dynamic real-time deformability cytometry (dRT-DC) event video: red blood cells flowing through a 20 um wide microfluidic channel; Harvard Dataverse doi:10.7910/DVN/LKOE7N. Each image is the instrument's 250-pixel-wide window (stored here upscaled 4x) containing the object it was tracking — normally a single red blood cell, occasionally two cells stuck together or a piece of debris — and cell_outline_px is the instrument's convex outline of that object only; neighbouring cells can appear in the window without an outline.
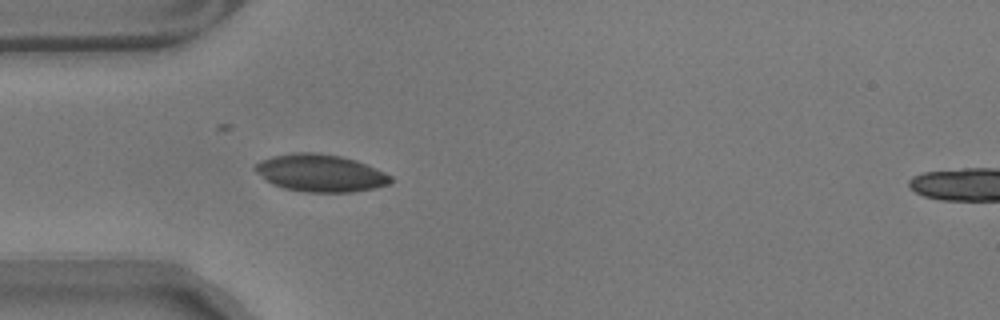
{"species": "common noctule bat (a hibernating species)", "species_latin": "Nyctalus noctula", "temperature_condition": "warm", "stored_images_in_passage": 40, "segment_of_instrument_passage": [1, 2], "camera_frame_rate_fps": 3000, "um_per_image_px": 0.085, "animal": {"sex": "male", "body_mass_g": 17.9}, "frame": {"image": 1, "passage_image": 1, "time_ms": 0.0, "image_size_px": [1000, 320], "cell_outline_px": [[392, 180], [388, 184], [372, 188], [352, 192], [304, 192], [284, 188], [272, 184], [256, 172], [252, 168], [256, 164], [272, 156], [292, 152], [316, 152], [340, 156], [356, 160], [376, 168], [392, 176]], "centroid_in_image_um": [27.22, 14.7], "position_along_channel_um": 57.8, "area_um2": 29.42}}
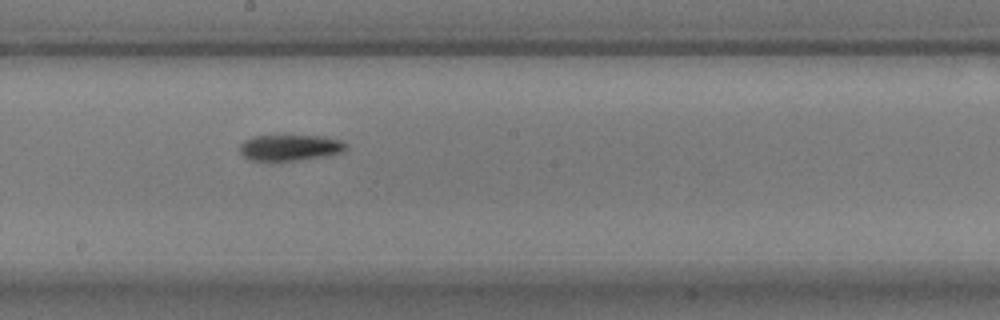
{"frame": {"image": 2, "passage_image": 13, "time_ms": 4.0, "image_size_px": [1000, 320], "cell_outline_px": [[348, 148], [340, 152], [328, 156], [272, 164], [248, 160], [240, 152], [240, 144], [244, 140], [252, 136], [284, 132], [324, 136], [340, 140], [348, 144]], "centroid_in_image_um": [24.59, 12.53], "position_along_channel_um": 223.6, "area_um2": 17.92}}
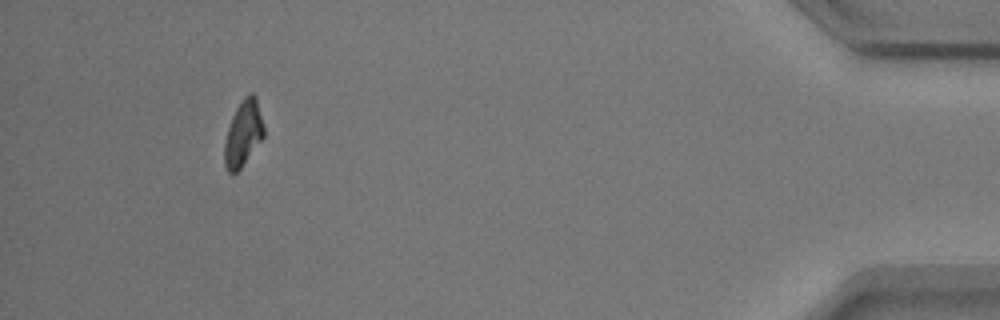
{"frame": {"image": 3, "passage_image": 35, "time_ms": 11.333, "image_size_px": [1000, 320], "cell_outline_px": [[264, 136], [240, 168], [236, 172], [228, 172], [224, 164], [224, 144], [228, 128], [232, 116], [236, 108], [244, 96], [248, 92], [252, 92], [256, 96], [264, 128]], "centroid_in_image_um": [20.67, 11.3], "position_along_channel_um": 414.5, "area_um2": 14.91}}